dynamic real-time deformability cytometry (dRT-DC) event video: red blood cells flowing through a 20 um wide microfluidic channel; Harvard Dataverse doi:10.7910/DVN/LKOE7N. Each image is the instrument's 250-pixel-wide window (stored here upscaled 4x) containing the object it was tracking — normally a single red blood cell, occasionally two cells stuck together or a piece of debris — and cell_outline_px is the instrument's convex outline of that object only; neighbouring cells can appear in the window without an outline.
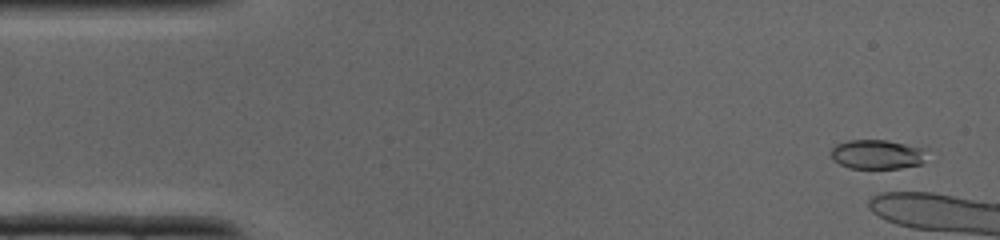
{"species": "common noctule bat (a hibernating species)", "species_latin": "Nyctalus noctula", "temperature_condition": "cold", "stored_images_in_passage": 5, "camera_frame_rate_fps": 3000, "um_per_image_px": 0.085, "animal": {"sex": "male", "body_mass_g": 19.0, "forearm_length_mm": 50.8}, "frame": {"image": 1, "passage_image": 2, "time_ms": 0.333, "image_size_px": [1000, 240], "cell_outline_px": [[928, 148], [920, 164], [900, 168], [852, 168], [840, 164], [832, 156], [832, 148], [836, 144], [848, 140], [888, 140]], "centroid_in_image_um": [74.6, 13.1], "position_along_channel_um": 10.4, "area_um2": 16.3}}